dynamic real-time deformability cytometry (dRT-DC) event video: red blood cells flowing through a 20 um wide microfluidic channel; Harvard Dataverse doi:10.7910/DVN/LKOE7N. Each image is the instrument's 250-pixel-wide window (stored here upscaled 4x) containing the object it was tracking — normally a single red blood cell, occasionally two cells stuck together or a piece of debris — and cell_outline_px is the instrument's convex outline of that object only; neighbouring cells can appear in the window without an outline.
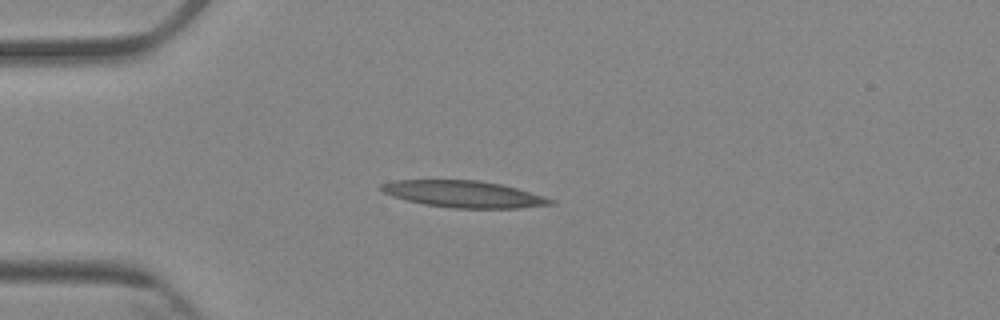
{"species": "Egyptian fruit bat (a non-hibernating species)", "species_latin": "Rousettus aegyptiacus", "temperature_condition": "cold", "stored_images_in_passage": 7, "camera_frame_rate_fps": 3000, "um_per_image_px": 0.085, "animal": {"sex": "female"}, "frame": {"image": 1, "passage_image": 5, "time_ms": 5.333, "image_size_px": [1000, 320], "cell_outline_px": [[556, 204], [520, 208], [452, 208], [424, 204], [392, 196], [384, 192], [380, 188], [380, 184], [392, 180], [480, 180], [500, 184], [516, 188], [544, 196], [556, 200]], "centroid_in_image_um": [39.45, 16.5], "position_along_channel_um": 45.6, "area_um2": 26.36}}
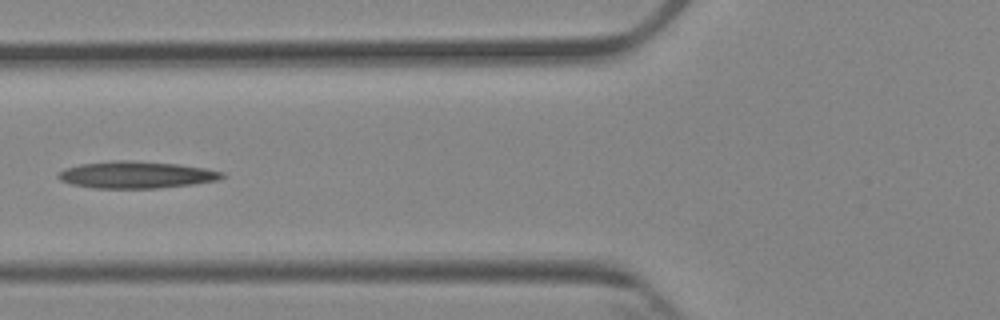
{"frame": {"image": 2, "passage_image": 7, "time_ms": 7.667, "image_size_px": [1000, 320], "cell_outline_px": [[224, 176], [220, 180], [192, 184], [156, 188], [92, 188], [72, 184], [60, 180], [56, 176], [64, 168], [80, 164], [112, 160], [132, 160], [180, 164], [204, 168], [224, 172]], "centroid_in_image_um": [11.57, 14.85], "position_along_channel_um": 114.2, "area_um2": 25.84}}